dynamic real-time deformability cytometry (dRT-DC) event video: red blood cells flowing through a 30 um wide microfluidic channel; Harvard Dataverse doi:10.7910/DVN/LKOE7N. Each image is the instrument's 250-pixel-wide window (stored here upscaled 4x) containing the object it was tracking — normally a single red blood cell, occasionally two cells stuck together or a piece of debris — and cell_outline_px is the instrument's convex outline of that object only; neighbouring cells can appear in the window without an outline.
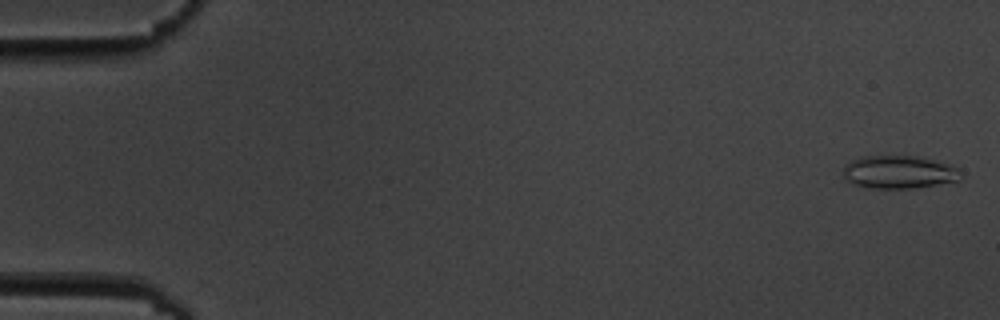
{"species": "common noctule bat (a hibernating species)", "species_latin": "Nyctalus noctula", "temperature_condition": "cold", "stored_images_in_passage": 5, "camera_frame_rate_fps": 3000, "um_per_image_px": 0.085, "animal": {"sex": "male", "body_mass_g": 19.5, "forearm_length_mm": 54.6}, "frame": {"image": 1, "passage_image": 5, "time_ms": 5.667, "image_size_px": [1000, 320], "cell_outline_px": [[960, 180], [912, 188], [868, 188], [852, 184], [844, 180], [844, 168], [852, 160], [860, 156], [916, 156], [948, 164], [960, 168]], "centroid_in_image_um": [76.38, 14.63], "position_along_channel_um": 8.6, "area_um2": 22.48}}